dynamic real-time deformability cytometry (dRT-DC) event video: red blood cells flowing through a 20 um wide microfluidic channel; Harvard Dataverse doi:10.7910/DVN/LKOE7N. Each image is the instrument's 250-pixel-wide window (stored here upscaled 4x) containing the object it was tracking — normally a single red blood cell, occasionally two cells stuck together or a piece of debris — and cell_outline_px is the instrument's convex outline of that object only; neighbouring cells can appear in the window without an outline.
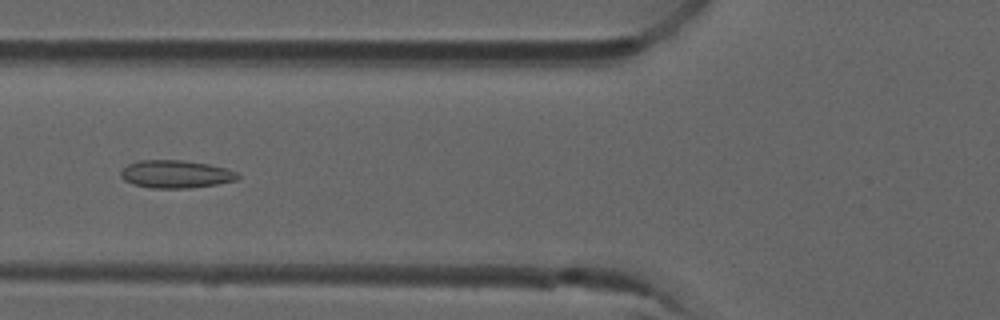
{"species": "common noctule bat (a hibernating species)", "species_latin": "Nyctalus noctula", "temperature_condition": "room temperature", "stored_images_in_passage": 3, "camera_frame_rate_fps": 3000, "um_per_image_px": 0.085, "animal": {"sex": "male", "forearm_length_mm": 52.5}, "frame": {"image": 1, "passage_image": 3, "time_ms": 0.667, "image_size_px": [1000, 320], "cell_outline_px": [[240, 176], [236, 180], [216, 184], [192, 188], [152, 188], [132, 184], [124, 180], [120, 176], [120, 172], [128, 164], [140, 160], [180, 160], [208, 164], [224, 168], [236, 172]], "centroid_in_image_um": [14.91, 14.81], "position_along_channel_um": 110.9, "area_um2": 18.84}}